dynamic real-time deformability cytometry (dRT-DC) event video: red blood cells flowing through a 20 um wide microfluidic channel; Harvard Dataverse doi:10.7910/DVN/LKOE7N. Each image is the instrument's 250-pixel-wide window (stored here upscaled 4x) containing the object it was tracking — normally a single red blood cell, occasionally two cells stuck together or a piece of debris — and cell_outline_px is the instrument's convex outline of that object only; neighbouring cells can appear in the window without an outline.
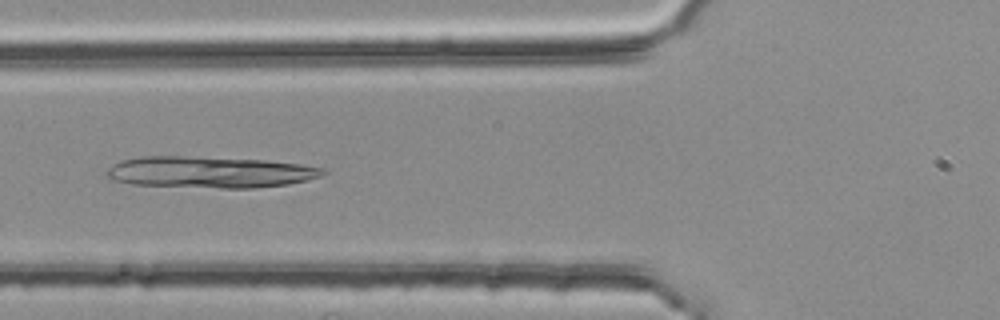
{"species": "common noctule bat (a hibernating species)", "species_latin": "Nyctalus noctula", "temperature_condition": "room temperature", "stored_images_in_passage": 47, "camera_frame_rate_fps": 3000, "um_per_image_px": 0.085, "animal": {"sex": "female", "body_mass_g": 25.1}, "frame": {"image": 1, "passage_image": 19, "time_ms": 6.0, "image_size_px": [1000, 320], "cell_outline_px": [[328, 172], [320, 176], [308, 180], [288, 184], [256, 188], [220, 188], [132, 184], [112, 180], [108, 176], [108, 168], [112, 164], [120, 160], [140, 156], [184, 156], [264, 160], [300, 164], [324, 168]], "centroid_in_image_um": [17.84, 14.63], "position_along_channel_um": 108.0, "area_um2": 39.65}}
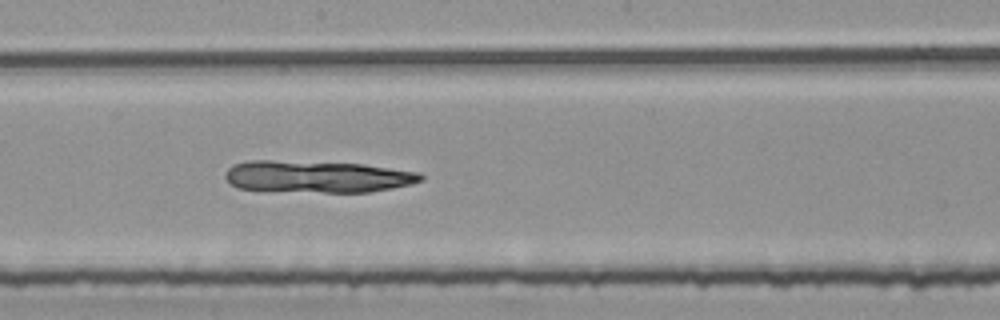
{"frame": {"image": 2, "passage_image": 28, "time_ms": 9.0, "image_size_px": [1000, 320], "cell_outline_px": [[424, 180], [412, 184], [392, 188], [368, 192], [324, 192], [236, 188], [224, 176], [228, 168], [232, 164], [248, 160], [272, 160], [364, 164], [420, 172], [424, 176]], "centroid_in_image_um": [27.0, 15.0], "position_along_channel_um": 221.2, "area_um2": 36.3}}
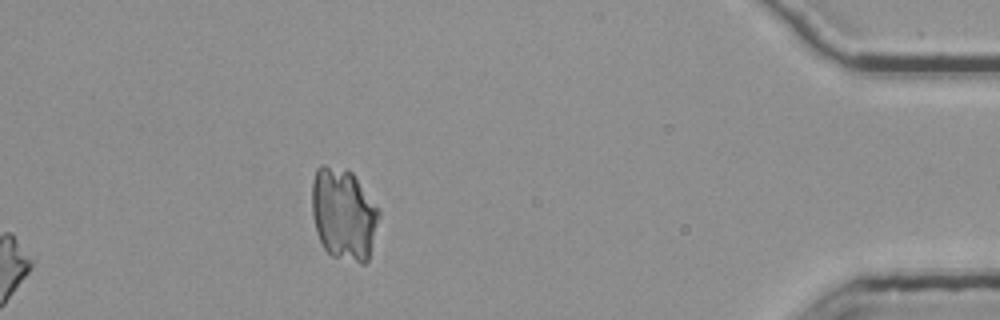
{"frame": {"image": 3, "passage_image": 47, "time_ms": 15.333, "image_size_px": [1000, 320], "cell_outline_px": [[380, 216], [368, 260], [364, 264], [360, 264], [332, 256], [324, 248], [316, 232], [312, 216], [312, 180], [316, 168], [320, 164], [324, 164], [348, 168], [352, 172], [380, 208]], "centroid_in_image_um": [29.21, 18.17], "position_along_channel_um": 406.0, "area_um2": 36.65}}